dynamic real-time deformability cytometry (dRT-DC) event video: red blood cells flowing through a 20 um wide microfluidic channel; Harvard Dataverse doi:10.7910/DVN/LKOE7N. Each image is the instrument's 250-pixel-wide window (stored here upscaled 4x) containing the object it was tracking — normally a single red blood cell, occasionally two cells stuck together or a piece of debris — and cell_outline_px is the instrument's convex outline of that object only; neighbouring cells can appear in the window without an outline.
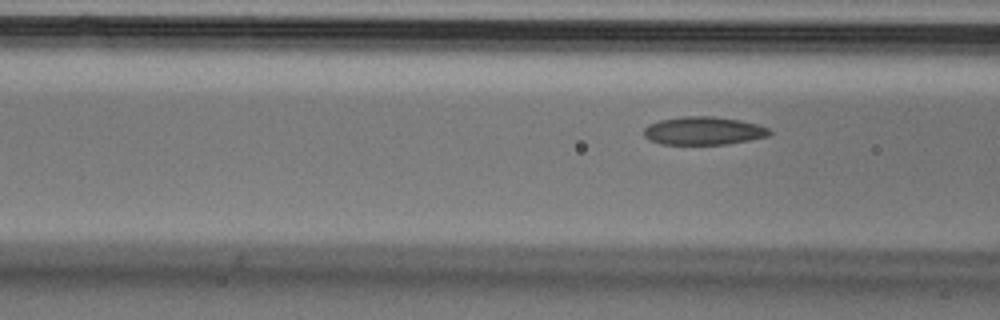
{"species": "Egyptian fruit bat (a non-hibernating species)", "species_latin": "Rousettus aegyptiacus", "temperature_condition": "cold", "stored_images_in_passage": 7, "camera_frame_rate_fps": 3000, "um_per_image_px": 0.085, "animal": {"sex": "male"}, "frame": {"image": 1, "passage_image": 7, "time_ms": 2.0, "image_size_px": [1000, 320], "cell_outline_px": [[772, 132], [768, 136], [728, 144], [660, 144], [644, 136], [644, 128], [648, 124], [660, 120], [684, 116], [712, 116], [740, 120], [772, 128]], "centroid_in_image_um": [59.82, 11.11], "position_along_channel_um": 106.8, "area_um2": 20.58}}